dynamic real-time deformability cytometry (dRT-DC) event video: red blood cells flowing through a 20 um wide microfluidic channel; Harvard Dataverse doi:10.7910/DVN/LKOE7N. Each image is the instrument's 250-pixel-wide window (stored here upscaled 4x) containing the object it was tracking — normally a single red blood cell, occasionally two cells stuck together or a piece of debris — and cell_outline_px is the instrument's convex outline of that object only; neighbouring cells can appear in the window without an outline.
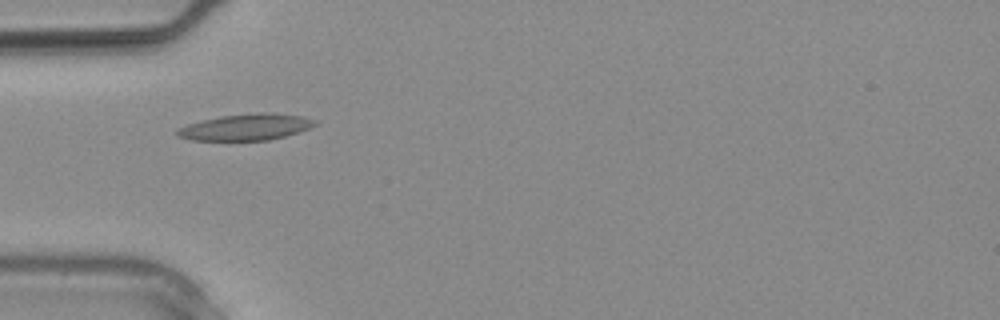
{"species": "common noctule bat (a hibernating species)", "species_latin": "Nyctalus noctula", "temperature_condition": "warm", "stored_images_in_passage": 9, "camera_frame_rate_fps": 3000, "um_per_image_px": 0.085, "animal": {"sex": "male", "body_mass_g": 20.4}, "frame": {"image": 1, "passage_image": 4, "time_ms": 1.0, "image_size_px": [1000, 320], "cell_outline_px": [[316, 124], [308, 128], [284, 136], [268, 140], [192, 140], [176, 136], [176, 128], [188, 124], [220, 116], [260, 112], [300, 116], [316, 120]], "centroid_in_image_um": [20.84, 10.81], "position_along_channel_um": 64.2, "area_um2": 20.75}}